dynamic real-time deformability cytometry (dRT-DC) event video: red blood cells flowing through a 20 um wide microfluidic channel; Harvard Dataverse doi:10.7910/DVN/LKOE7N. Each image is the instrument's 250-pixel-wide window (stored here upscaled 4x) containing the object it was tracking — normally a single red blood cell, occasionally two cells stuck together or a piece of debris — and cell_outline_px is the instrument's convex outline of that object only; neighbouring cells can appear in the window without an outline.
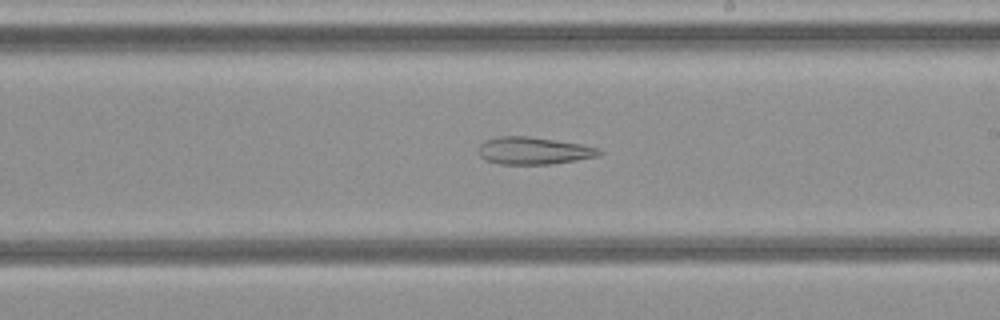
{"species": "common noctule bat (a hibernating species)", "species_latin": "Nyctalus noctula", "temperature_condition": "cold", "stored_images_in_passage": 35, "camera_frame_rate_fps": 3000, "um_per_image_px": 0.085, "animal": {"sex": "female", "body_mass_g": 21.9}, "frame": {"image": 1, "passage_image": 20, "time_ms": 6.333, "image_size_px": [1000, 320], "cell_outline_px": [[604, 152], [600, 156], [552, 164], [500, 164], [484, 160], [480, 156], [480, 144], [484, 140], [496, 136], [528, 136], [556, 140], [580, 144], [596, 148]], "centroid_in_image_um": [45.34, 12.81], "position_along_channel_um": 243.7, "area_um2": 19.25}}